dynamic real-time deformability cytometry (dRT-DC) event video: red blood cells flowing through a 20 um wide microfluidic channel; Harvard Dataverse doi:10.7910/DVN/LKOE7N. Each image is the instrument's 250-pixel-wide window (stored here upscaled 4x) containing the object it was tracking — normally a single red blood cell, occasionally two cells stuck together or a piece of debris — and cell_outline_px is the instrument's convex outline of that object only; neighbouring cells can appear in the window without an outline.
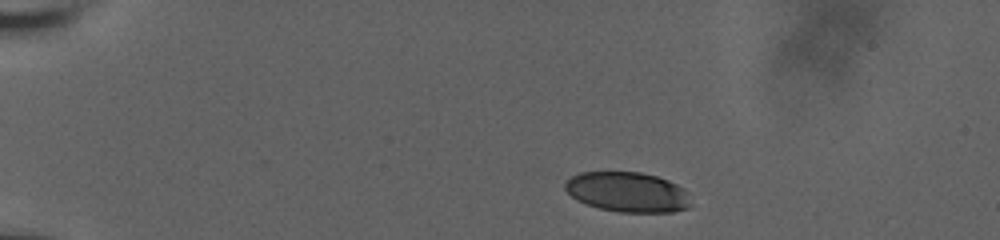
{"species": "human", "species_latin": "Homo sapiens", "temperature_condition": "room temperature", "stored_images_in_passage": 46, "camera_frame_rate_fps": 3000, "um_per_image_px": 0.085, "donor": {"sex": "male"}, "frame": {"image": 1, "passage_image": 1, "time_ms": 0.0, "image_size_px": [1000, 240], "cell_outline_px": [[688, 208], [672, 212], [620, 212], [600, 208], [576, 200], [564, 188], [564, 184], [572, 176], [580, 172], [640, 172], [656, 176], [668, 180], [684, 188], [688, 192]], "centroid_in_image_um": [53.34, 16.32], "position_along_channel_um": 31.7, "area_um2": 29.13}}
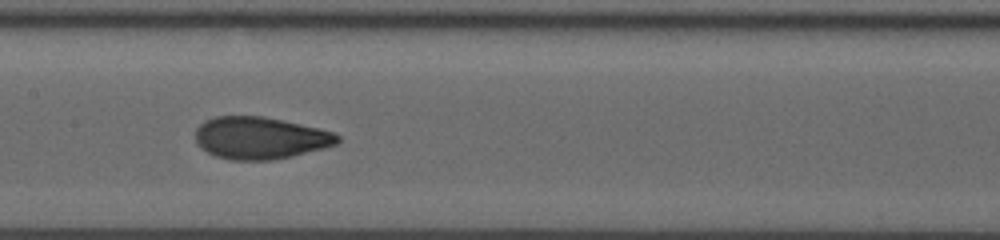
{"frame": {"image": 2, "passage_image": 20, "time_ms": 6.333, "image_size_px": [1000, 240], "cell_outline_px": [[340, 140], [336, 144], [324, 148], [292, 156], [272, 160], [232, 160], [216, 156], [200, 148], [196, 144], [196, 128], [204, 120], [216, 116], [264, 116], [320, 128], [332, 132], [340, 136]], "centroid_in_image_um": [22.1, 11.72], "position_along_channel_um": 185.3, "area_um2": 35.03}}
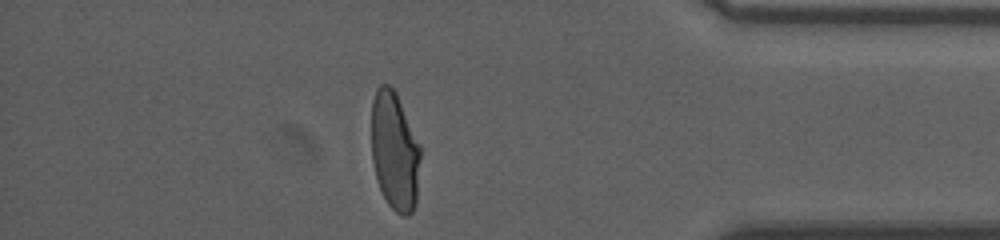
{"frame": {"image": 3, "passage_image": 39, "time_ms": 12.667, "image_size_px": [1000, 240], "cell_outline_px": [[420, 156], [416, 204], [412, 212], [408, 216], [404, 216], [396, 212], [388, 204], [380, 188], [376, 176], [372, 160], [372, 100], [376, 88], [380, 84], [388, 84], [396, 92], [420, 144]], "centroid_in_image_um": [33.55, 12.84], "position_along_channel_um": 401.7, "area_um2": 33.87}, "authors_computed_cell_mechanics": {"area_um2": 34.4777, "velocity_mm_per_s": 3.8425, "shape_relaxation_time_tau1_ms": 6.2241, "shape_relaxation_time_tau2_ms": 0.8857, "deformation_change_tau1": 0.2124, "deformation_change_tau2": 0.0634}}